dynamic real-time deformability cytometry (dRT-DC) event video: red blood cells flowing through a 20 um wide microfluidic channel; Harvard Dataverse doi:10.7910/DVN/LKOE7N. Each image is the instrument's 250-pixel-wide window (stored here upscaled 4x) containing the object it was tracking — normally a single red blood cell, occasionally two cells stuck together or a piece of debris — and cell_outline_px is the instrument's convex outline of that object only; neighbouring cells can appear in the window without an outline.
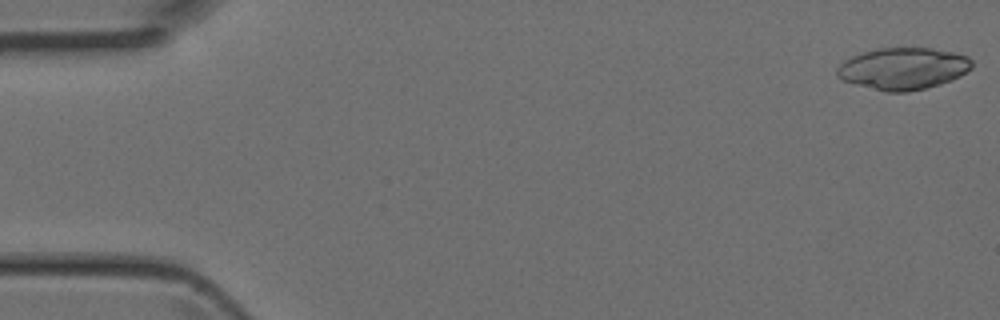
{"species": "Egyptian fruit bat (a non-hibernating species)", "species_latin": "Rousettus aegyptiacus", "temperature_condition": "room temperature", "stored_images_in_passage": 8, "camera_frame_rate_fps": 3000, "um_per_image_px": 0.085, "animal": {"sex": "female"}, "frame": {"image": 1, "passage_image": 1, "time_ms": 0.0, "image_size_px": [1000, 320], "cell_outline_px": [[972, 68], [960, 76], [952, 80], [940, 84], [908, 92], [884, 92], [840, 80], [836, 76], [836, 68], [844, 60], [852, 56], [864, 52], [880, 48], [932, 48], [956, 52], [968, 56], [972, 60]], "centroid_in_image_um": [76.76, 5.83], "position_along_channel_um": 8.2, "area_um2": 33.18}}